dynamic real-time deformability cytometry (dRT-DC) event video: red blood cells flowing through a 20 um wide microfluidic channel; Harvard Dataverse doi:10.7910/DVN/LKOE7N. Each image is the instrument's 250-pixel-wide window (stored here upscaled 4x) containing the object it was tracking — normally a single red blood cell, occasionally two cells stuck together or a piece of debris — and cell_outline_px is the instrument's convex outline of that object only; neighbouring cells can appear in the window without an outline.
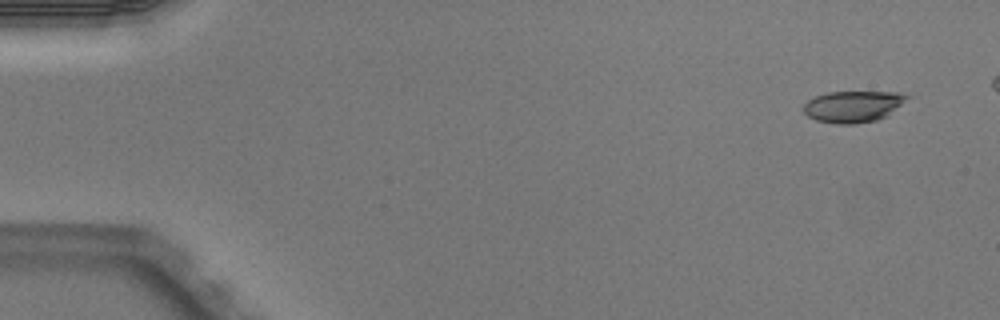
{"species": "Egyptian fruit bat (a non-hibernating species)", "species_latin": "Rousettus aegyptiacus", "temperature_condition": "warm", "stored_images_in_passage": 7, "camera_frame_rate_fps": 3000, "um_per_image_px": 0.085, "animal": {"sex": "male"}, "frame": {"image": 1, "passage_image": 1, "time_ms": 0.0, "image_size_px": [1000, 320], "cell_outline_px": [[912, 96], [888, 116], [876, 120], [856, 124], [836, 124], [816, 120], [808, 116], [804, 112], [804, 104], [808, 100], [816, 96], [828, 92], [900, 92]], "centroid_in_image_um": [72.56, 9.05], "position_along_channel_um": 12.4, "area_um2": 19.13}}
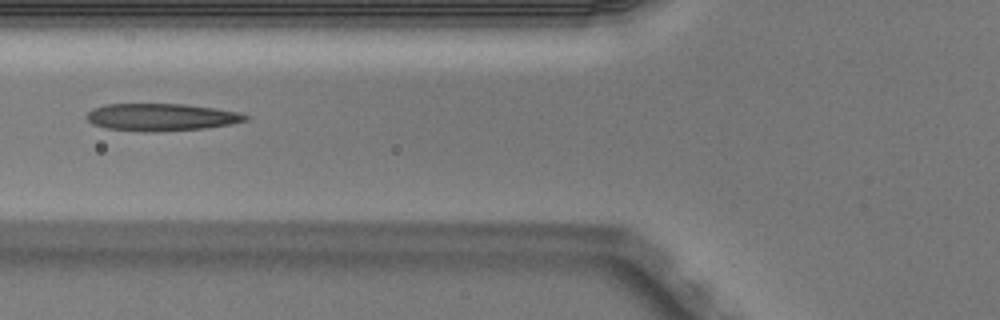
{"frame": {"image": 2, "passage_image": 6, "time_ms": 1.667, "image_size_px": [1000, 320], "cell_outline_px": [[248, 120], [232, 124], [208, 128], [156, 132], [144, 132], [104, 128], [92, 124], [84, 116], [92, 108], [104, 104], [188, 104], [240, 112], [248, 116]], "centroid_in_image_um": [13.69, 9.96], "position_along_channel_um": 112.1, "area_um2": 25.72}}
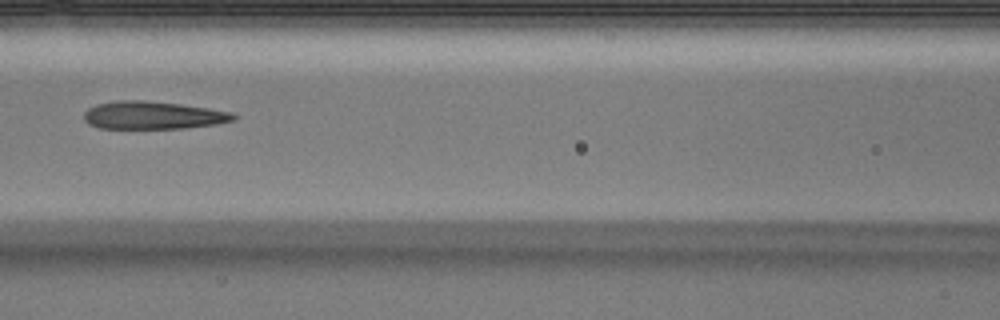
{"frame": {"image": 3, "passage_image": 7, "time_ms": 2.0, "image_size_px": [1000, 320], "cell_outline_px": [[240, 116], [236, 120], [216, 124], [184, 128], [100, 128], [88, 124], [84, 120], [84, 112], [88, 108], [96, 104], [116, 100], [144, 100], [180, 104], [208, 108], [232, 112]], "centroid_in_image_um": [13.02, 9.79], "position_along_channel_um": 153.6, "area_um2": 24.39}}